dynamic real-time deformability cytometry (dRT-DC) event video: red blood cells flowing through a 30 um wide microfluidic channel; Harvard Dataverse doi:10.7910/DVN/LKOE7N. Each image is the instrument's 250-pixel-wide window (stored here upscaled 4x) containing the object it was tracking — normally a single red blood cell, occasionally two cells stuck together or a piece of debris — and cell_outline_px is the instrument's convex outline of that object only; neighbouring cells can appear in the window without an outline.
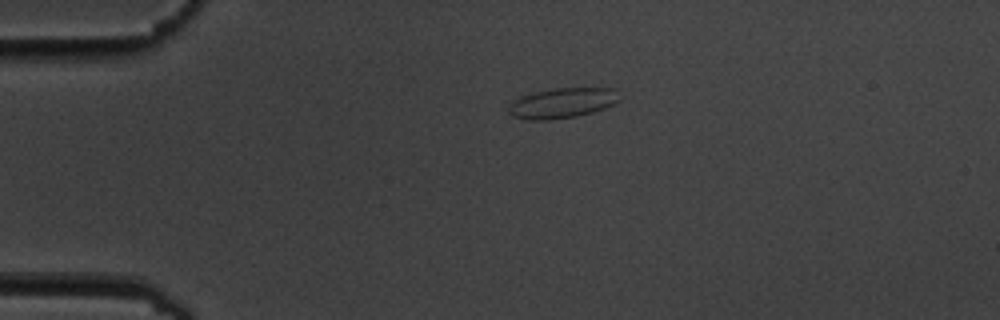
{"species": "common noctule bat (a hibernating species)", "species_latin": "Nyctalus noctula", "temperature_condition": "cold", "stored_images_in_passage": 2, "camera_frame_rate_fps": 3000, "um_per_image_px": 0.085, "animal": {"sex": "male", "body_mass_g": 19.5, "forearm_length_mm": 54.6}, "frame": {"image": 1, "passage_image": 1, "time_ms": 0.0, "image_size_px": [1000, 320], "cell_outline_px": [[620, 100], [604, 108], [592, 112], [576, 116], [548, 120], [528, 120], [512, 116], [508, 112], [508, 108], [512, 100], [532, 92], [556, 88], [616, 88]], "centroid_in_image_um": [47.76, 8.75], "position_along_channel_um": 37.2, "area_um2": 19.54}}